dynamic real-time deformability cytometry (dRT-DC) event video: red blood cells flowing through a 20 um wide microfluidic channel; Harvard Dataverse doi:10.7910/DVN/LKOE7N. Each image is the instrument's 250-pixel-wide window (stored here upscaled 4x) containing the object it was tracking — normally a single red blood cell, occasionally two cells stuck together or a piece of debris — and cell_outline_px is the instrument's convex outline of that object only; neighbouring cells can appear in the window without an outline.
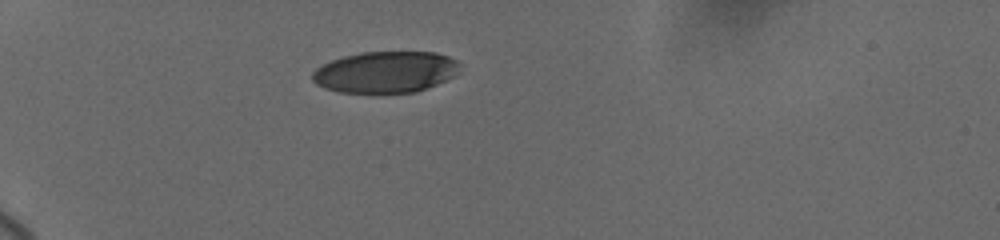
{"species": "human", "species_latin": "Homo sapiens", "temperature_condition": "cold", "stored_images_in_passage": 29, "camera_frame_rate_fps": 3000, "um_per_image_px": 0.085, "donor": {"sex": "female"}, "frame": {"image": 1, "passage_image": 1, "time_ms": 0.0, "image_size_px": [1000, 240], "cell_outline_px": [[460, 72], [456, 76], [416, 92], [380, 96], [336, 92], [324, 88], [316, 84], [312, 80], [312, 72], [316, 68], [332, 60], [344, 56], [360, 52], [436, 52], [448, 56], [456, 60], [460, 64]], "centroid_in_image_um": [32.76, 6.17], "position_along_channel_um": 52.2, "area_um2": 36.82}}
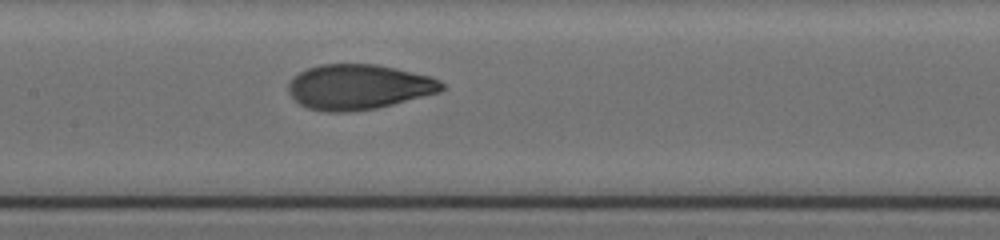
{"frame": {"image": 2, "passage_image": 12, "time_ms": 4.333, "image_size_px": [1000, 240], "cell_outline_px": [[444, 88], [440, 92], [376, 108], [344, 112], [328, 112], [308, 108], [300, 104], [288, 92], [288, 84], [300, 72], [308, 68], [320, 64], [376, 64], [396, 68], [432, 76], [440, 80], [444, 84]], "centroid_in_image_um": [30.51, 7.38], "position_along_channel_um": 176.9, "area_um2": 40.17}}
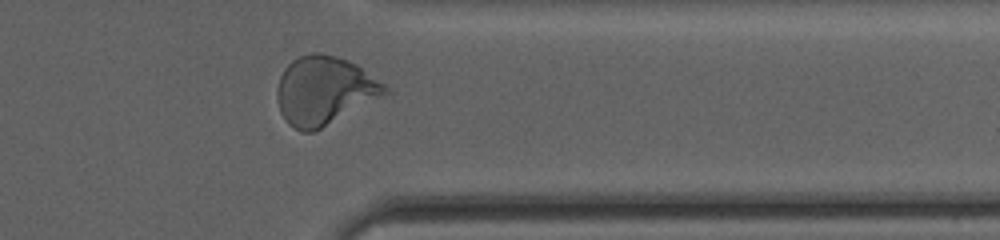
{"frame": {"image": 3, "passage_image": 26, "time_ms": 10.0, "image_size_px": [1000, 240], "cell_outline_px": [[388, 92], [384, 96], [312, 132], [304, 132], [288, 124], [284, 120], [280, 112], [276, 96], [276, 88], [280, 76], [284, 68], [292, 60], [300, 56], [312, 52], [316, 52], [336, 56], [348, 60], [356, 64], [384, 84], [388, 88]], "centroid_in_image_um": [27.53, 7.69], "position_along_channel_um": 383.9, "area_um2": 42.77}, "authors_computed_cell_mechanics": {"area_um2": 39.9398, "velocity_mm_per_s": 3.686, "shape_relaxation_time_tau1_ms": 6.6062, "shape_relaxation_time_tau2_ms": null, "deformation_change_tau1": 0.2124, "deformation_change_tau2": null}}